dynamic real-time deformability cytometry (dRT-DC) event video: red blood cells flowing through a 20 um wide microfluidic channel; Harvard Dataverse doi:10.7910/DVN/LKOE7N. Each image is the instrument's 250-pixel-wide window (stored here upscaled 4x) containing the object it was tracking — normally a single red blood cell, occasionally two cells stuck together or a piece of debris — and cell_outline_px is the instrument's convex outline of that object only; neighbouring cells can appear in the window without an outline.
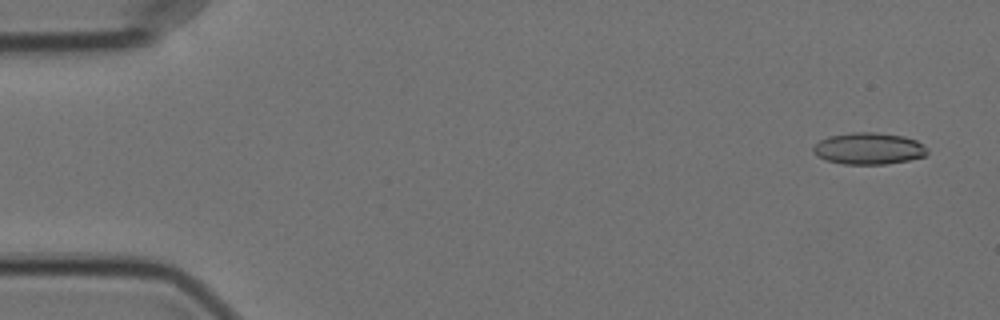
{"species": "Egyptian fruit bat (a non-hibernating species)", "species_latin": "Rousettus aegyptiacus", "temperature_condition": "cold", "stored_images_in_passage": 51, "camera_frame_rate_fps": 3000, "um_per_image_px": 0.085, "animal": {"sex": "female"}, "frame": {"image": 1, "passage_image": 3, "time_ms": 0.667, "image_size_px": [1000, 320], "cell_outline_px": [[928, 152], [924, 156], [908, 160], [884, 164], [844, 164], [828, 160], [816, 156], [812, 152], [812, 148], [820, 140], [828, 136], [852, 132], [876, 132], [904, 136], [916, 140], [928, 148]], "centroid_in_image_um": [73.83, 12.62], "position_along_channel_um": 11.2, "area_um2": 21.1}}
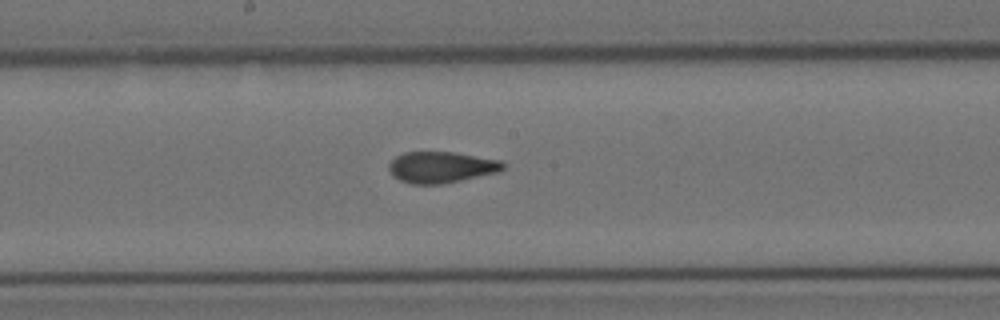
{"frame": {"image": 2, "passage_image": 30, "time_ms": 9.667, "image_size_px": [1000, 320], "cell_outline_px": [[508, 164], [504, 168], [496, 172], [444, 184], [412, 184], [400, 180], [392, 176], [388, 168], [388, 164], [396, 156], [404, 152], [452, 152], [500, 160]], "centroid_in_image_um": [37.48, 14.21], "position_along_channel_um": 210.7, "area_um2": 20.75}}
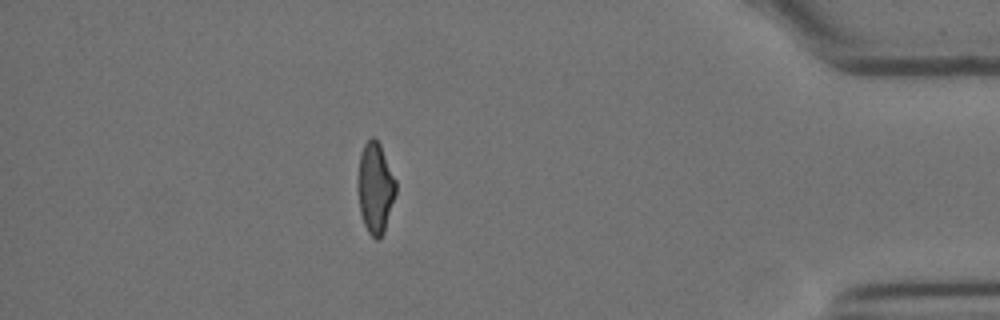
{"frame": {"image": 3, "passage_image": 50, "time_ms": 16.333, "image_size_px": [1000, 320], "cell_outline_px": [[396, 192], [384, 232], [380, 240], [376, 240], [368, 232], [364, 224], [360, 212], [356, 188], [360, 152], [364, 144], [372, 136], [380, 144], [396, 180]], "centroid_in_image_um": [31.88, 15.98], "position_along_channel_um": 403.3, "area_um2": 20.35}}